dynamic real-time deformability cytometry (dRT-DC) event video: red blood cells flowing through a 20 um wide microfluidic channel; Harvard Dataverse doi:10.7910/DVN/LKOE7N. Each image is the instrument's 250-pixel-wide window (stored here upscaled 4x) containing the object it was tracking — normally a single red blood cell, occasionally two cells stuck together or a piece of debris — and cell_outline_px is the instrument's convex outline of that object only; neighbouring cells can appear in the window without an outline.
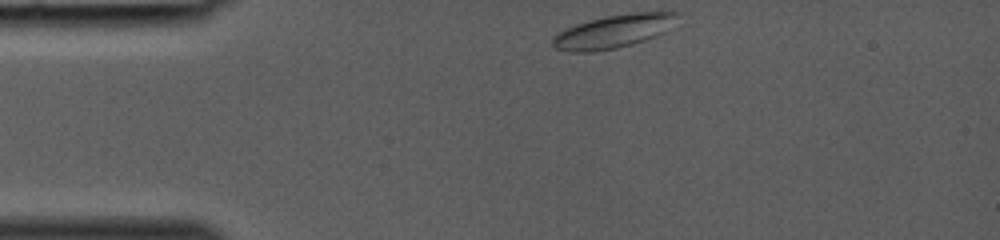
{"species": "common noctule bat (a hibernating species)", "species_latin": "Nyctalus noctula", "temperature_condition": "room temperature", "stored_images_in_passage": 29, "camera_frame_rate_fps": 3000, "um_per_image_px": 0.085, "animal": {"sex": "female", "body_mass_g": 19.0, "forearm_length_mm": 53.3}, "frame": {"image": 1, "passage_image": 1, "time_ms": 0.0, "image_size_px": [1000, 240], "cell_outline_px": [[680, 12], [664, 32], [656, 36], [632, 44], [616, 48], [592, 52], [572, 52], [556, 48], [552, 44], [552, 36], [576, 24], [588, 20], [608, 16], [636, 12]], "centroid_in_image_um": [52.1, 2.68], "position_along_channel_um": 32.9, "area_um2": 23.7}}
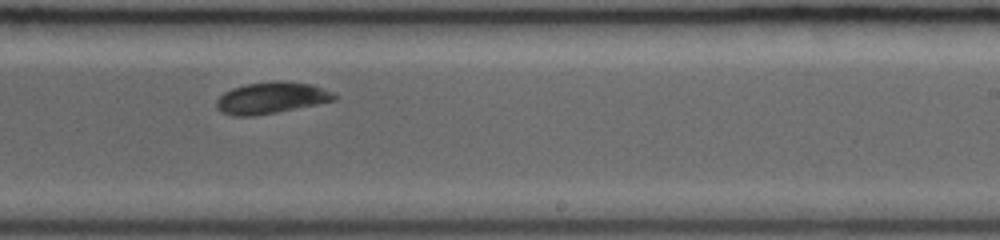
{"frame": {"image": 2, "passage_image": 18, "time_ms": 5.667, "image_size_px": [1000, 240], "cell_outline_px": [[336, 100], [256, 116], [232, 116], [220, 112], [216, 108], [216, 100], [224, 92], [232, 88], [244, 84], [276, 80], [280, 80], [312, 84], [332, 92], [336, 96]], "centroid_in_image_um": [23.01, 8.31], "position_along_channel_um": 266.0, "area_um2": 21.73}}
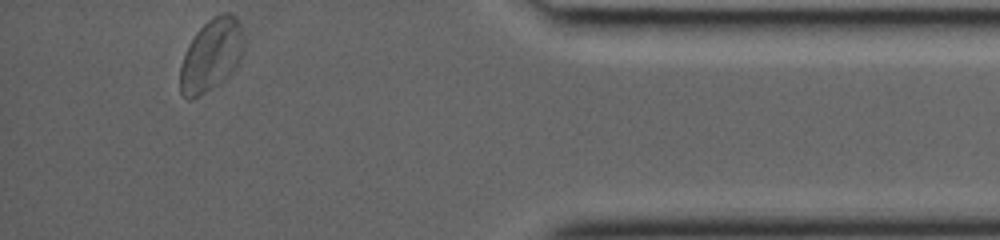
{"frame": {"image": 3, "passage_image": 29, "time_ms": 9.333, "image_size_px": [1000, 240], "cell_outline_px": [[244, 52], [232, 72], [228, 76], [200, 96], [192, 100], [188, 100], [180, 92], [180, 64], [188, 44], [196, 32], [212, 16], [224, 12], [228, 12], [236, 16], [244, 40]], "centroid_in_image_um": [17.94, 4.69], "position_along_channel_um": 417.3, "area_um2": 26.93}}